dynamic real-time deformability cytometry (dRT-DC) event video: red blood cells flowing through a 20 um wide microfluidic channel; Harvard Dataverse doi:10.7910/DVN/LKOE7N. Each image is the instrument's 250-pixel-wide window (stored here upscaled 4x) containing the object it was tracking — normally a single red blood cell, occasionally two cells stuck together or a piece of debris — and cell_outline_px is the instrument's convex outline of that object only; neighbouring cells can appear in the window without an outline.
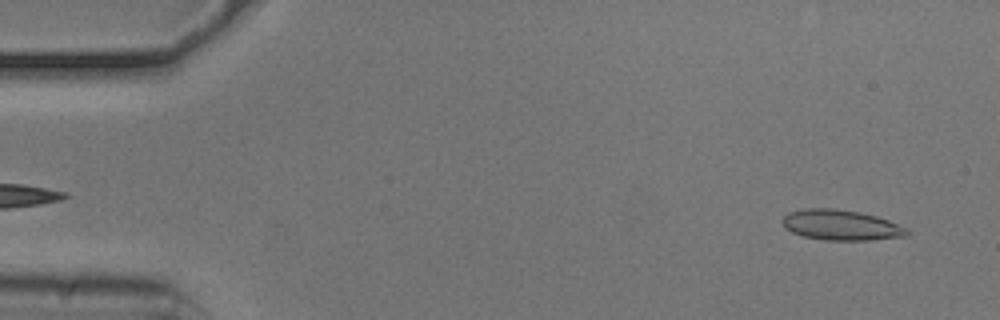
{"species": "common noctule bat (a hibernating species)", "species_latin": "Nyctalus noctula", "temperature_condition": "cold", "stored_images_in_passage": 53, "camera_frame_rate_fps": 3000, "um_per_image_px": 0.085, "animal": {"sex": "male", "body_mass_g": 20.5, "forearm_length_mm": 52.5}, "frame": {"image": 1, "passage_image": 3, "time_ms": 0.667, "image_size_px": [1000, 320], "cell_outline_px": [[912, 232], [908, 236], [872, 240], [828, 240], [804, 236], [792, 232], [784, 228], [780, 220], [788, 212], [804, 208], [836, 208], [860, 212], [876, 216], [888, 220], [908, 228]], "centroid_in_image_um": [71.5, 19.12], "position_along_channel_um": 13.5, "area_um2": 22.37}}
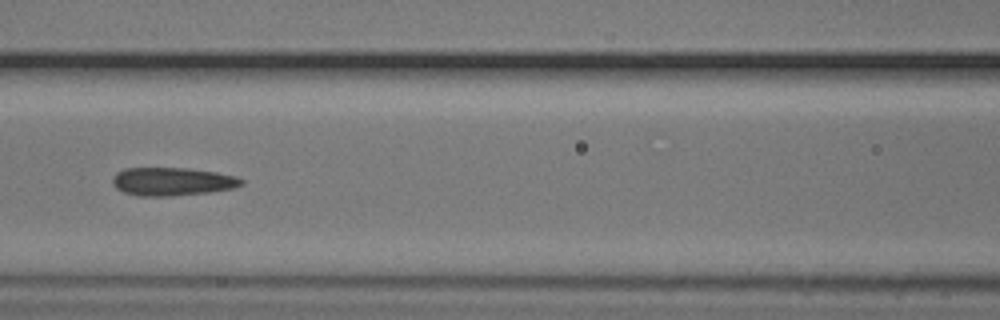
{"frame": {"image": 2, "passage_image": 23, "time_ms": 7.333, "image_size_px": [1000, 320], "cell_outline_px": [[244, 184], [232, 188], [208, 192], [168, 196], [140, 196], [124, 192], [116, 188], [112, 184], [112, 176], [116, 172], [124, 168], [188, 168], [216, 172], [236, 176], [244, 180]], "centroid_in_image_um": [14.61, 15.42], "position_along_channel_um": 152.0, "area_um2": 21.21}}
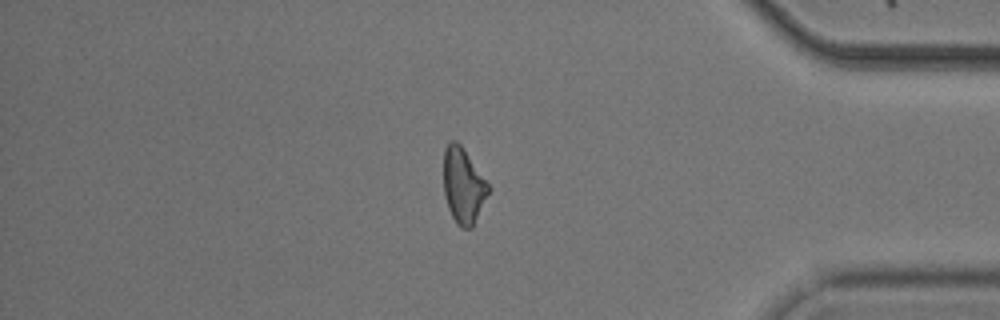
{"frame": {"image": 3, "passage_image": 45, "time_ms": 14.667, "image_size_px": [1000, 320], "cell_outline_px": [[492, 188], [472, 228], [460, 228], [456, 224], [448, 208], [444, 196], [444, 148], [452, 140], [456, 140], [460, 144]], "centroid_in_image_um": [39.39, 15.81], "position_along_channel_um": 395.8, "area_um2": 19.83}}